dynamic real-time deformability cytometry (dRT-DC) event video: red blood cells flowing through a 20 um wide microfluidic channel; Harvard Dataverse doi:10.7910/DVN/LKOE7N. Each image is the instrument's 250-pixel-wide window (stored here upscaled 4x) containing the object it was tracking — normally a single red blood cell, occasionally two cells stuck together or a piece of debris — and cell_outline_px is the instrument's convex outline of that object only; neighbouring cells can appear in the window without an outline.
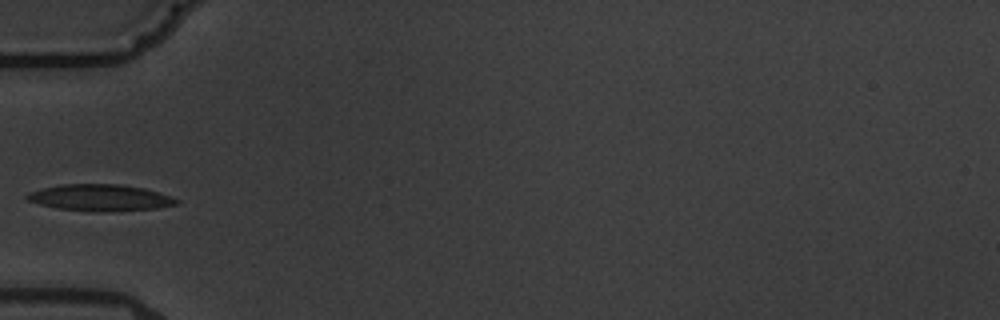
{"species": "common noctule bat (a hibernating species)", "species_latin": "Nyctalus noctula", "temperature_condition": "warm", "stored_images_in_passage": 4, "camera_frame_rate_fps": 3000, "um_per_image_px": 0.085, "animal": {"sex": "male", "body_mass_g": 19.5, "forearm_length_mm": 54.6}, "frame": {"image": 1, "passage_image": 4, "time_ms": 4.333, "image_size_px": [1000, 320], "cell_outline_px": [[180, 204], [156, 208], [112, 212], [96, 212], [60, 208], [40, 204], [28, 200], [24, 196], [28, 192], [60, 184], [120, 184], [144, 188], [180, 200]], "centroid_in_image_um": [8.52, 16.81], "position_along_channel_um": 76.5, "area_um2": 23.06}}